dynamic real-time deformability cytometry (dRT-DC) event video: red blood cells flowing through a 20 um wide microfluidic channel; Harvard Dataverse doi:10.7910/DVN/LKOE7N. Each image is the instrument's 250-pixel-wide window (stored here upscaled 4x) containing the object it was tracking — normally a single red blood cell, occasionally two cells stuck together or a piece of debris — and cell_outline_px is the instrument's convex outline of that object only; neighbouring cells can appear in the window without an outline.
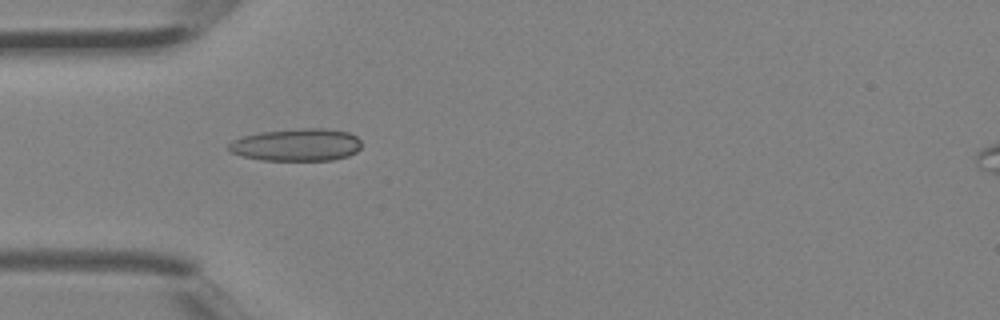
{"species": "Egyptian fruit bat (a non-hibernating species)", "species_latin": "Rousettus aegyptiacus", "temperature_condition": "room temperature", "stored_images_in_passage": 5, "camera_frame_rate_fps": 3000, "um_per_image_px": 0.085, "animal": {"sex": "female"}, "frame": {"image": 1, "passage_image": 4, "time_ms": 1.0, "image_size_px": [1000, 320], "cell_outline_px": [[360, 148], [356, 152], [348, 156], [332, 160], [264, 160], [244, 156], [228, 152], [228, 144], [232, 140], [244, 136], [260, 132], [300, 128], [324, 128], [348, 132], [356, 136], [360, 140]], "centroid_in_image_um": [25.21, 12.3], "position_along_channel_um": 59.8, "area_um2": 25.14}}
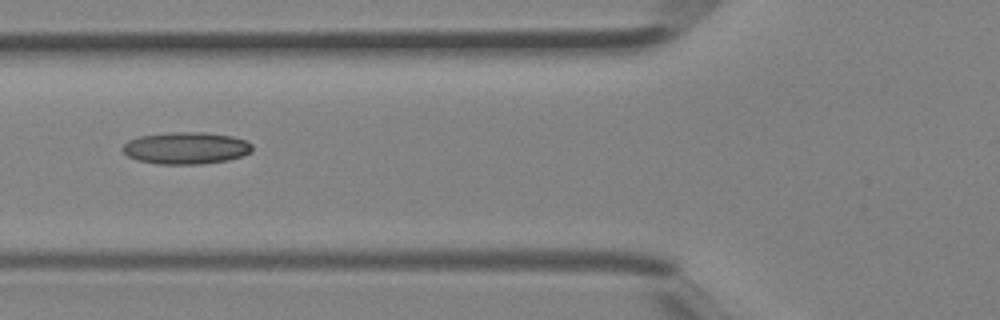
{"frame": {"image": 2, "passage_image": 5, "time_ms": 1.333, "image_size_px": [1000, 320], "cell_outline_px": [[252, 152], [228, 160], [200, 164], [156, 164], [136, 160], [128, 156], [120, 148], [128, 140], [140, 136], [172, 132], [204, 132], [232, 136], [244, 140], [252, 144]], "centroid_in_image_um": [15.78, 12.59], "position_along_channel_um": 110.0, "area_um2": 24.22}}